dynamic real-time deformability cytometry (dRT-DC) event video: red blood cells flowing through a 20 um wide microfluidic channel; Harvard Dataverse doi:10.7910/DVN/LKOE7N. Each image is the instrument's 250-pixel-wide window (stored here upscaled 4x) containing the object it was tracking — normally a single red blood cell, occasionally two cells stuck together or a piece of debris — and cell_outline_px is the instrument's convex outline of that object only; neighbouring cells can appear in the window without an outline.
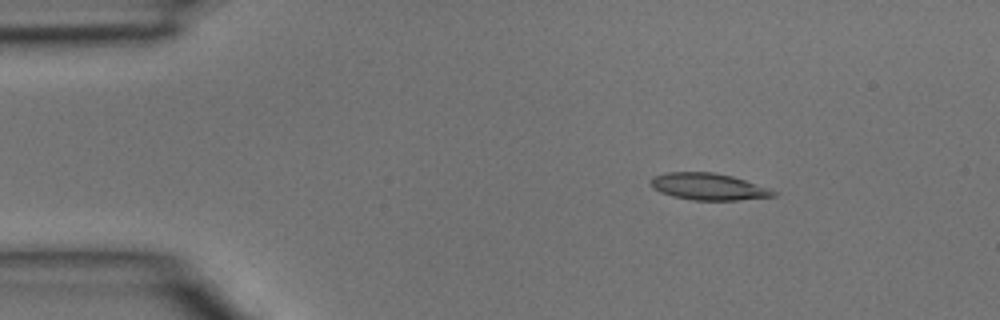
{"species": "common noctule bat (a hibernating species)", "species_latin": "Nyctalus noctula", "temperature_condition": "room temperature", "stored_images_in_passage": 4, "segment_of_instrument_passage": [1, 2], "camera_frame_rate_fps": 3000, "um_per_image_px": 0.085, "animal": {"sex": "male", "body_mass_g": 15.6}, "frame": {"image": 1, "passage_image": 2, "time_ms": 0.333, "image_size_px": [1000, 320], "cell_outline_px": [[776, 196], [736, 200], [692, 200], [672, 196], [660, 192], [652, 188], [652, 176], [668, 172], [716, 172], [732, 176], [768, 188], [776, 192]], "centroid_in_image_um": [60.19, 15.86], "position_along_channel_um": 24.8, "area_um2": 19.02}}